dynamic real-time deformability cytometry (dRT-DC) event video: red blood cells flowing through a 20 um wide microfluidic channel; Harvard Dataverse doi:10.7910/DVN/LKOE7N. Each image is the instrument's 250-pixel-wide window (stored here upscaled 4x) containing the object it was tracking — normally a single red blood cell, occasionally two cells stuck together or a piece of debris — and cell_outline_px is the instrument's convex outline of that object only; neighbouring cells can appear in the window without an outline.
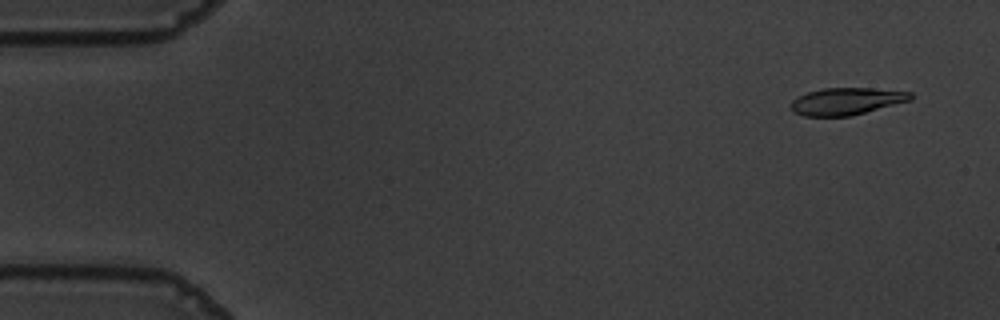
{"species": "common noctule bat (a hibernating species)", "species_latin": "Nyctalus noctula", "temperature_condition": "warm", "stored_images_in_passage": 55, "camera_frame_rate_fps": 3000, "um_per_image_px": 0.085, "animal": {"sex": "male", "body_mass_g": 19.5, "forearm_length_mm": 54.6}, "frame": {"image": 1, "passage_image": 3, "time_ms": 0.667, "image_size_px": [1000, 320], "cell_outline_px": [[912, 100], [852, 116], [804, 116], [792, 112], [792, 100], [808, 92], [824, 88], [872, 88], [912, 92]], "centroid_in_image_um": [71.98, 8.61], "position_along_channel_um": 13.0, "area_um2": 18.9}}
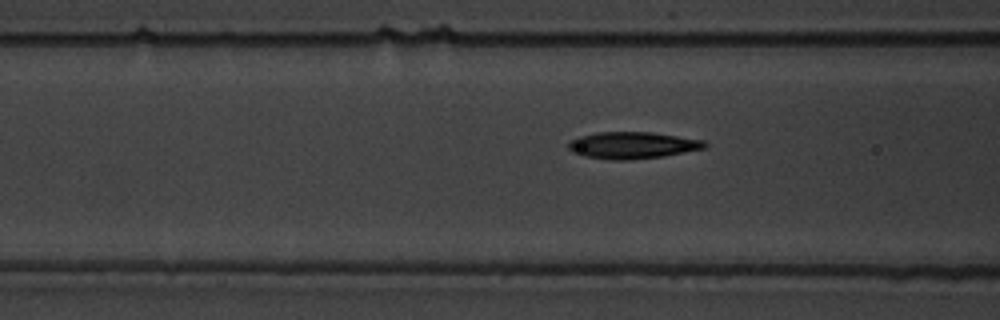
{"frame": {"image": 2, "passage_image": 21, "time_ms": 6.667, "image_size_px": [1000, 320], "cell_outline_px": [[708, 148], [664, 156], [628, 160], [612, 160], [584, 156], [572, 152], [568, 148], [568, 144], [572, 140], [580, 136], [596, 132], [652, 132], [704, 140], [708, 144]], "centroid_in_image_um": [53.8, 12.35], "position_along_channel_um": 112.8, "area_um2": 21.39}}
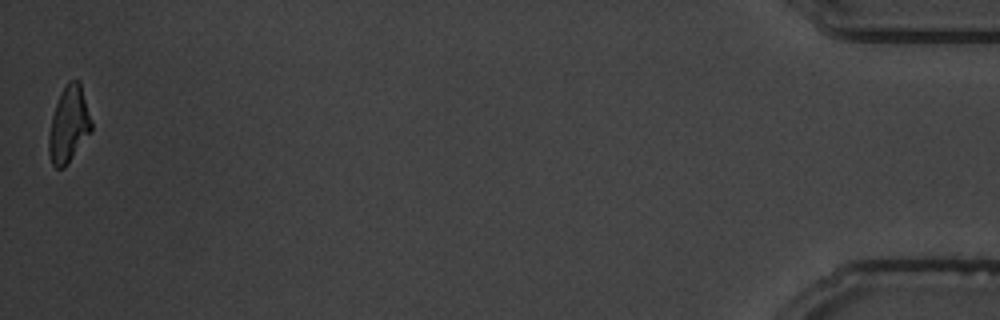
{"frame": {"image": 3, "passage_image": 55, "time_ms": 18.0, "image_size_px": [1000, 320], "cell_outline_px": [[92, 132], [64, 168], [56, 168], [52, 164], [48, 152], [48, 136], [52, 116], [60, 92], [68, 80], [80, 80], [92, 120]], "centroid_in_image_um": [5.86, 10.57], "position_along_channel_um": 429.3, "area_um2": 19.19}, "authors_computed_cell_mechanics": {"area_um2": 20.23, "velocity_mm_per_s": 3.6191, "shape_relaxation_time_tau1_ms": 3.7513, "shape_relaxation_time_tau2_ms": 2.6141, "deformation_change_tau1": 0.1773, "deformation_change_tau2": 0.0974}}